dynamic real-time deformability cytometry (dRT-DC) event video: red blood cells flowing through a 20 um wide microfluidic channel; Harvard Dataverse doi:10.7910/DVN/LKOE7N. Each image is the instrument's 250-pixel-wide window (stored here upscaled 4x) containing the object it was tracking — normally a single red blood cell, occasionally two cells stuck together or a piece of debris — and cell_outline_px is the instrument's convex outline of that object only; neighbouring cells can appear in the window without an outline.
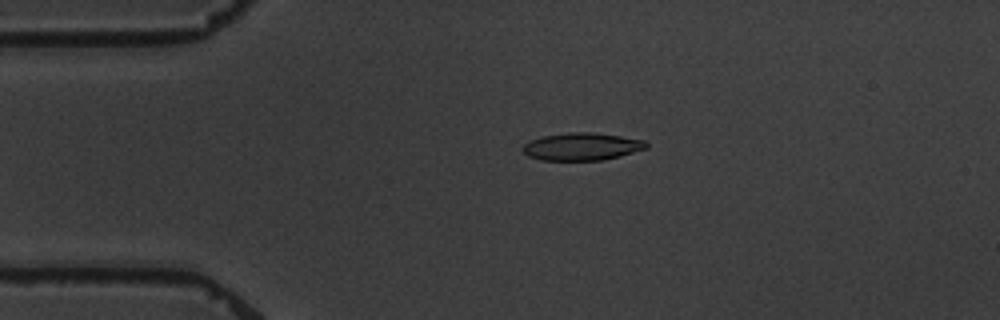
{"species": "common noctule bat (a hibernating species)", "species_latin": "Nyctalus noctula", "temperature_condition": "warm", "stored_images_in_passage": 5, "camera_frame_rate_fps": 3000, "um_per_image_px": 0.085, "animal": {"sex": "male", "body_mass_g": 19.5, "forearm_length_mm": 54.6}, "frame": {"image": 1, "passage_image": 4, "time_ms": 3.333, "image_size_px": [1000, 320], "cell_outline_px": [[648, 148], [620, 156], [604, 160], [540, 160], [528, 156], [520, 148], [524, 144], [540, 136], [568, 132], [592, 132], [620, 136], [644, 140], [648, 144]], "centroid_in_image_um": [49.44, 12.46], "position_along_channel_um": 35.6, "area_um2": 19.94}}